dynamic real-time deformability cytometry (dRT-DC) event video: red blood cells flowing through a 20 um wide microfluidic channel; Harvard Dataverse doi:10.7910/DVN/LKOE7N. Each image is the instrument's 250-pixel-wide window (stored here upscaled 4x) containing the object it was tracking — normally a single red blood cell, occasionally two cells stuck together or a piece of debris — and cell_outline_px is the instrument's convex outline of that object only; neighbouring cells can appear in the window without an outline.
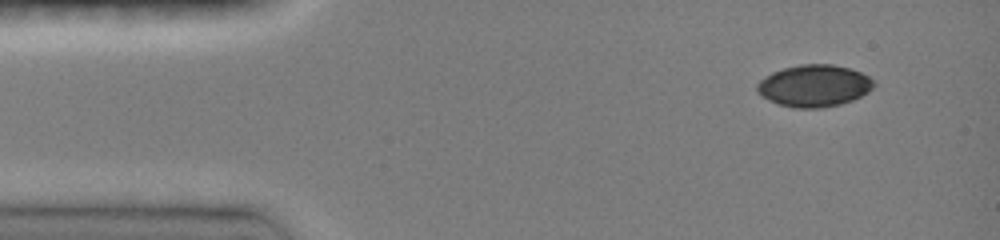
{"species": "common noctule bat (a hibernating species)", "species_latin": "Nyctalus noctula", "temperature_condition": "room temperature", "stored_images_in_passage": 3, "camera_frame_rate_fps": 3000, "um_per_image_px": 0.085, "animal": {"sex": "female", "body_mass_g": 19.0, "forearm_length_mm": 51.5}, "frame": {"image": 1, "passage_image": 1, "time_ms": 0.0, "image_size_px": [1000, 240], "cell_outline_px": [[876, 84], [868, 92], [852, 100], [840, 104], [820, 108], [792, 108], [768, 100], [760, 96], [756, 88], [756, 84], [760, 80], [772, 72], [784, 68], [800, 64], [832, 64], [848, 68], [860, 72], [868, 76]], "centroid_in_image_um": [69.18, 7.29], "position_along_channel_um": 15.8, "area_um2": 28.5}}